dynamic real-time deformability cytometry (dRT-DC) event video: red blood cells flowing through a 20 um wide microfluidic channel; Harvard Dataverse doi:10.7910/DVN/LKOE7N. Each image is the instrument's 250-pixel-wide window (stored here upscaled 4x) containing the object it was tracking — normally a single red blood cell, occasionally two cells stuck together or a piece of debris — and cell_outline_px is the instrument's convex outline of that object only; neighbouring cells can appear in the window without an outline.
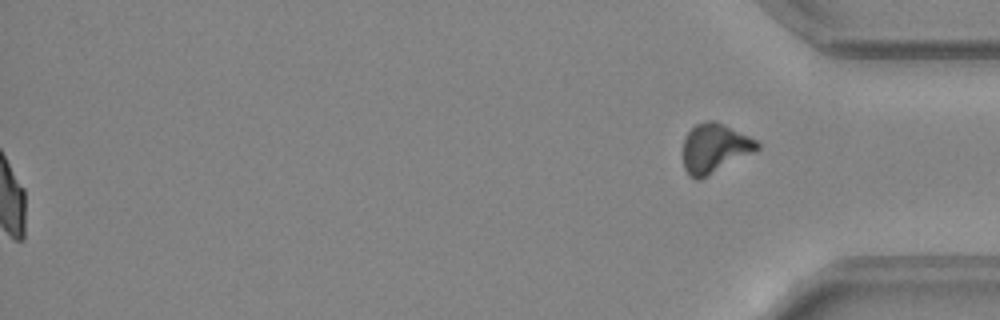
{"species": "common noctule bat (a hibernating species)", "species_latin": "Nyctalus noctula", "temperature_condition": "warm", "stored_images_in_passage": 48, "segment_of_instrument_passage": [2, 2], "camera_frame_rate_fps": 3000, "um_per_image_px": 0.085, "animal": {"sex": "female", "body_mass_g": 24.6, "forearm_length_mm": 56.2}, "frame": {"image": 1, "passage_image": 48, "time_ms": 15.667, "image_size_px": [1000, 320], "cell_outline_px": [[760, 148], [756, 152], [700, 180], [696, 180], [688, 176], [684, 168], [684, 136], [696, 124], [704, 120], [716, 120], [756, 140], [760, 144]], "centroid_in_image_um": [60.75, 12.61], "position_along_channel_um": 374.5, "area_um2": 21.56}}